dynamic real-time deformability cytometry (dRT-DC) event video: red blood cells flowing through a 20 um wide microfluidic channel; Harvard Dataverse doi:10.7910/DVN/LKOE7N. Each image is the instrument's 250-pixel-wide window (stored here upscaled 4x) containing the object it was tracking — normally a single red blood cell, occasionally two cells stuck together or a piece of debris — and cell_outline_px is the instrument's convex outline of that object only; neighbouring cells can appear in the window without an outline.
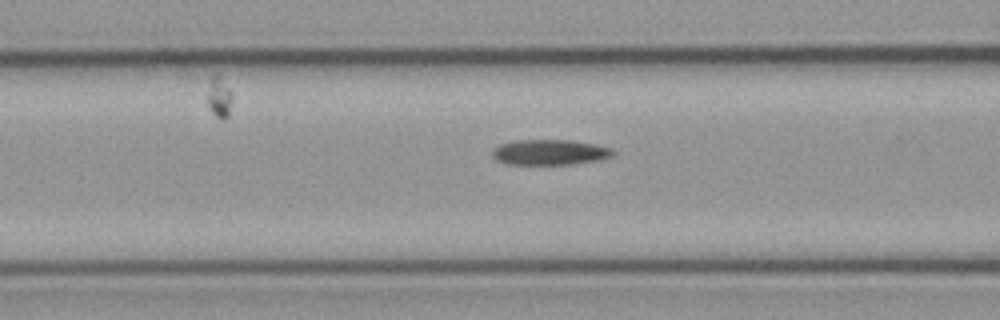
{"species": "common noctule bat (a hibernating species)", "species_latin": "Nyctalus noctula", "temperature_condition": "cold", "stored_images_in_passage": 5, "camera_frame_rate_fps": 3000, "um_per_image_px": 0.085, "animal": {"sex": "male", "body_mass_g": 23.1, "forearm_length_mm": 52.7}, "frame": {"image": 1, "passage_image": 5, "time_ms": 5.667, "image_size_px": [1000, 320], "cell_outline_px": [[616, 152], [612, 156], [600, 160], [572, 164], [508, 164], [496, 160], [492, 156], [492, 148], [500, 144], [512, 140], [572, 140], [596, 144], [612, 148]], "centroid_in_image_um": [46.74, 12.93], "position_along_channel_um": 119.9, "area_um2": 18.09}}